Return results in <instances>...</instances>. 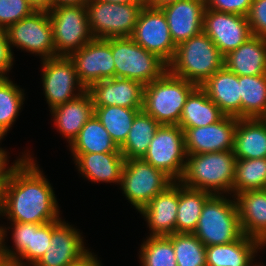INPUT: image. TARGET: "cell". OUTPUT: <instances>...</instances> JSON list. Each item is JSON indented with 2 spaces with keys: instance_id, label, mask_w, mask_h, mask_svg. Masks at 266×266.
<instances>
[{
  "instance_id": "obj_30",
  "label": "cell",
  "mask_w": 266,
  "mask_h": 266,
  "mask_svg": "<svg viewBox=\"0 0 266 266\" xmlns=\"http://www.w3.org/2000/svg\"><path fill=\"white\" fill-rule=\"evenodd\" d=\"M212 194L188 188L178 181L175 233H194L205 202Z\"/></svg>"
},
{
  "instance_id": "obj_8",
  "label": "cell",
  "mask_w": 266,
  "mask_h": 266,
  "mask_svg": "<svg viewBox=\"0 0 266 266\" xmlns=\"http://www.w3.org/2000/svg\"><path fill=\"white\" fill-rule=\"evenodd\" d=\"M145 4H117L90 0L86 5L94 38L131 37Z\"/></svg>"
},
{
  "instance_id": "obj_25",
  "label": "cell",
  "mask_w": 266,
  "mask_h": 266,
  "mask_svg": "<svg viewBox=\"0 0 266 266\" xmlns=\"http://www.w3.org/2000/svg\"><path fill=\"white\" fill-rule=\"evenodd\" d=\"M79 171L94 182H121L125 158L121 152L73 153Z\"/></svg>"
},
{
  "instance_id": "obj_15",
  "label": "cell",
  "mask_w": 266,
  "mask_h": 266,
  "mask_svg": "<svg viewBox=\"0 0 266 266\" xmlns=\"http://www.w3.org/2000/svg\"><path fill=\"white\" fill-rule=\"evenodd\" d=\"M203 32L223 56L253 36L247 17L206 8L203 15Z\"/></svg>"
},
{
  "instance_id": "obj_32",
  "label": "cell",
  "mask_w": 266,
  "mask_h": 266,
  "mask_svg": "<svg viewBox=\"0 0 266 266\" xmlns=\"http://www.w3.org/2000/svg\"><path fill=\"white\" fill-rule=\"evenodd\" d=\"M70 145L72 153L120 152L109 132L95 115L86 122Z\"/></svg>"
},
{
  "instance_id": "obj_14",
  "label": "cell",
  "mask_w": 266,
  "mask_h": 266,
  "mask_svg": "<svg viewBox=\"0 0 266 266\" xmlns=\"http://www.w3.org/2000/svg\"><path fill=\"white\" fill-rule=\"evenodd\" d=\"M69 59L73 62L78 78L86 89L98 81L115 77L110 38H93L80 50L72 53Z\"/></svg>"
},
{
  "instance_id": "obj_2",
  "label": "cell",
  "mask_w": 266,
  "mask_h": 266,
  "mask_svg": "<svg viewBox=\"0 0 266 266\" xmlns=\"http://www.w3.org/2000/svg\"><path fill=\"white\" fill-rule=\"evenodd\" d=\"M236 160L233 150L187 154L179 182L188 188L212 195H219L220 191L233 192Z\"/></svg>"
},
{
  "instance_id": "obj_1",
  "label": "cell",
  "mask_w": 266,
  "mask_h": 266,
  "mask_svg": "<svg viewBox=\"0 0 266 266\" xmlns=\"http://www.w3.org/2000/svg\"><path fill=\"white\" fill-rule=\"evenodd\" d=\"M15 162L0 192V214L12 222L45 224L60 220L53 189L32 158Z\"/></svg>"
},
{
  "instance_id": "obj_20",
  "label": "cell",
  "mask_w": 266,
  "mask_h": 266,
  "mask_svg": "<svg viewBox=\"0 0 266 266\" xmlns=\"http://www.w3.org/2000/svg\"><path fill=\"white\" fill-rule=\"evenodd\" d=\"M205 8V0H182L162 8L176 45L203 31Z\"/></svg>"
},
{
  "instance_id": "obj_46",
  "label": "cell",
  "mask_w": 266,
  "mask_h": 266,
  "mask_svg": "<svg viewBox=\"0 0 266 266\" xmlns=\"http://www.w3.org/2000/svg\"><path fill=\"white\" fill-rule=\"evenodd\" d=\"M182 0H145V5L151 8L162 9L163 7Z\"/></svg>"
},
{
  "instance_id": "obj_19",
  "label": "cell",
  "mask_w": 266,
  "mask_h": 266,
  "mask_svg": "<svg viewBox=\"0 0 266 266\" xmlns=\"http://www.w3.org/2000/svg\"><path fill=\"white\" fill-rule=\"evenodd\" d=\"M144 85L127 78H111L92 84L87 91L94 107L143 108Z\"/></svg>"
},
{
  "instance_id": "obj_42",
  "label": "cell",
  "mask_w": 266,
  "mask_h": 266,
  "mask_svg": "<svg viewBox=\"0 0 266 266\" xmlns=\"http://www.w3.org/2000/svg\"><path fill=\"white\" fill-rule=\"evenodd\" d=\"M13 54L6 31L0 30V78H6L5 72L11 68Z\"/></svg>"
},
{
  "instance_id": "obj_18",
  "label": "cell",
  "mask_w": 266,
  "mask_h": 266,
  "mask_svg": "<svg viewBox=\"0 0 266 266\" xmlns=\"http://www.w3.org/2000/svg\"><path fill=\"white\" fill-rule=\"evenodd\" d=\"M79 232L60 220L52 221L51 241L44 255L34 266H68L86 255Z\"/></svg>"
},
{
  "instance_id": "obj_48",
  "label": "cell",
  "mask_w": 266,
  "mask_h": 266,
  "mask_svg": "<svg viewBox=\"0 0 266 266\" xmlns=\"http://www.w3.org/2000/svg\"><path fill=\"white\" fill-rule=\"evenodd\" d=\"M105 3H117V4H145V0H94Z\"/></svg>"
},
{
  "instance_id": "obj_21",
  "label": "cell",
  "mask_w": 266,
  "mask_h": 266,
  "mask_svg": "<svg viewBox=\"0 0 266 266\" xmlns=\"http://www.w3.org/2000/svg\"><path fill=\"white\" fill-rule=\"evenodd\" d=\"M200 87L227 116L241 118L239 76L223 66Z\"/></svg>"
},
{
  "instance_id": "obj_12",
  "label": "cell",
  "mask_w": 266,
  "mask_h": 266,
  "mask_svg": "<svg viewBox=\"0 0 266 266\" xmlns=\"http://www.w3.org/2000/svg\"><path fill=\"white\" fill-rule=\"evenodd\" d=\"M131 38L145 50L159 56L167 64L173 59L176 44L162 9L143 6Z\"/></svg>"
},
{
  "instance_id": "obj_26",
  "label": "cell",
  "mask_w": 266,
  "mask_h": 266,
  "mask_svg": "<svg viewBox=\"0 0 266 266\" xmlns=\"http://www.w3.org/2000/svg\"><path fill=\"white\" fill-rule=\"evenodd\" d=\"M58 130L71 144L82 127L94 115L91 95L86 90L69 102L51 109Z\"/></svg>"
},
{
  "instance_id": "obj_23",
  "label": "cell",
  "mask_w": 266,
  "mask_h": 266,
  "mask_svg": "<svg viewBox=\"0 0 266 266\" xmlns=\"http://www.w3.org/2000/svg\"><path fill=\"white\" fill-rule=\"evenodd\" d=\"M242 233L266 245V189L236 194Z\"/></svg>"
},
{
  "instance_id": "obj_36",
  "label": "cell",
  "mask_w": 266,
  "mask_h": 266,
  "mask_svg": "<svg viewBox=\"0 0 266 266\" xmlns=\"http://www.w3.org/2000/svg\"><path fill=\"white\" fill-rule=\"evenodd\" d=\"M172 241L177 266H207L206 246L193 233L167 235Z\"/></svg>"
},
{
  "instance_id": "obj_22",
  "label": "cell",
  "mask_w": 266,
  "mask_h": 266,
  "mask_svg": "<svg viewBox=\"0 0 266 266\" xmlns=\"http://www.w3.org/2000/svg\"><path fill=\"white\" fill-rule=\"evenodd\" d=\"M178 209V183L156 195L139 212L146 218L151 236H167L175 233Z\"/></svg>"
},
{
  "instance_id": "obj_47",
  "label": "cell",
  "mask_w": 266,
  "mask_h": 266,
  "mask_svg": "<svg viewBox=\"0 0 266 266\" xmlns=\"http://www.w3.org/2000/svg\"><path fill=\"white\" fill-rule=\"evenodd\" d=\"M35 11H49L50 0H28Z\"/></svg>"
},
{
  "instance_id": "obj_37",
  "label": "cell",
  "mask_w": 266,
  "mask_h": 266,
  "mask_svg": "<svg viewBox=\"0 0 266 266\" xmlns=\"http://www.w3.org/2000/svg\"><path fill=\"white\" fill-rule=\"evenodd\" d=\"M24 94L11 80L0 78V138L3 139L23 104Z\"/></svg>"
},
{
  "instance_id": "obj_17",
  "label": "cell",
  "mask_w": 266,
  "mask_h": 266,
  "mask_svg": "<svg viewBox=\"0 0 266 266\" xmlns=\"http://www.w3.org/2000/svg\"><path fill=\"white\" fill-rule=\"evenodd\" d=\"M237 118L225 115L220 121L184 131L186 154L229 151L234 148Z\"/></svg>"
},
{
  "instance_id": "obj_31",
  "label": "cell",
  "mask_w": 266,
  "mask_h": 266,
  "mask_svg": "<svg viewBox=\"0 0 266 266\" xmlns=\"http://www.w3.org/2000/svg\"><path fill=\"white\" fill-rule=\"evenodd\" d=\"M160 125L153 117L141 110L135 116L125 142L119 147L124 158H143Z\"/></svg>"
},
{
  "instance_id": "obj_6",
  "label": "cell",
  "mask_w": 266,
  "mask_h": 266,
  "mask_svg": "<svg viewBox=\"0 0 266 266\" xmlns=\"http://www.w3.org/2000/svg\"><path fill=\"white\" fill-rule=\"evenodd\" d=\"M115 63V78H127L144 86L160 78L168 64L156 54L145 50L131 37L110 38Z\"/></svg>"
},
{
  "instance_id": "obj_35",
  "label": "cell",
  "mask_w": 266,
  "mask_h": 266,
  "mask_svg": "<svg viewBox=\"0 0 266 266\" xmlns=\"http://www.w3.org/2000/svg\"><path fill=\"white\" fill-rule=\"evenodd\" d=\"M266 189V158L237 159L233 181L234 195Z\"/></svg>"
},
{
  "instance_id": "obj_10",
  "label": "cell",
  "mask_w": 266,
  "mask_h": 266,
  "mask_svg": "<svg viewBox=\"0 0 266 266\" xmlns=\"http://www.w3.org/2000/svg\"><path fill=\"white\" fill-rule=\"evenodd\" d=\"M186 156L183 129L179 125H160L143 159L177 182L183 175Z\"/></svg>"
},
{
  "instance_id": "obj_9",
  "label": "cell",
  "mask_w": 266,
  "mask_h": 266,
  "mask_svg": "<svg viewBox=\"0 0 266 266\" xmlns=\"http://www.w3.org/2000/svg\"><path fill=\"white\" fill-rule=\"evenodd\" d=\"M53 28L56 57H69L94 37L86 6H62L48 11Z\"/></svg>"
},
{
  "instance_id": "obj_34",
  "label": "cell",
  "mask_w": 266,
  "mask_h": 266,
  "mask_svg": "<svg viewBox=\"0 0 266 266\" xmlns=\"http://www.w3.org/2000/svg\"><path fill=\"white\" fill-rule=\"evenodd\" d=\"M142 108L120 106L94 107V115L109 132L110 137L120 147L126 140L135 116Z\"/></svg>"
},
{
  "instance_id": "obj_49",
  "label": "cell",
  "mask_w": 266,
  "mask_h": 266,
  "mask_svg": "<svg viewBox=\"0 0 266 266\" xmlns=\"http://www.w3.org/2000/svg\"><path fill=\"white\" fill-rule=\"evenodd\" d=\"M0 266H20L14 260L8 259L0 255Z\"/></svg>"
},
{
  "instance_id": "obj_7",
  "label": "cell",
  "mask_w": 266,
  "mask_h": 266,
  "mask_svg": "<svg viewBox=\"0 0 266 266\" xmlns=\"http://www.w3.org/2000/svg\"><path fill=\"white\" fill-rule=\"evenodd\" d=\"M175 181L143 158L125 159L120 186L125 196L140 211L156 195Z\"/></svg>"
},
{
  "instance_id": "obj_45",
  "label": "cell",
  "mask_w": 266,
  "mask_h": 266,
  "mask_svg": "<svg viewBox=\"0 0 266 266\" xmlns=\"http://www.w3.org/2000/svg\"><path fill=\"white\" fill-rule=\"evenodd\" d=\"M68 266H101L96 257L92 255L91 252H88L78 261L69 264Z\"/></svg>"
},
{
  "instance_id": "obj_24",
  "label": "cell",
  "mask_w": 266,
  "mask_h": 266,
  "mask_svg": "<svg viewBox=\"0 0 266 266\" xmlns=\"http://www.w3.org/2000/svg\"><path fill=\"white\" fill-rule=\"evenodd\" d=\"M224 66L238 76L266 74V38L253 35L224 56Z\"/></svg>"
},
{
  "instance_id": "obj_11",
  "label": "cell",
  "mask_w": 266,
  "mask_h": 266,
  "mask_svg": "<svg viewBox=\"0 0 266 266\" xmlns=\"http://www.w3.org/2000/svg\"><path fill=\"white\" fill-rule=\"evenodd\" d=\"M9 44L50 59L56 57L53 28L48 11H34L7 30Z\"/></svg>"
},
{
  "instance_id": "obj_27",
  "label": "cell",
  "mask_w": 266,
  "mask_h": 266,
  "mask_svg": "<svg viewBox=\"0 0 266 266\" xmlns=\"http://www.w3.org/2000/svg\"><path fill=\"white\" fill-rule=\"evenodd\" d=\"M233 152L236 159L266 158V121L263 118H237Z\"/></svg>"
},
{
  "instance_id": "obj_50",
  "label": "cell",
  "mask_w": 266,
  "mask_h": 266,
  "mask_svg": "<svg viewBox=\"0 0 266 266\" xmlns=\"http://www.w3.org/2000/svg\"><path fill=\"white\" fill-rule=\"evenodd\" d=\"M252 261H253V260H251V261L249 262L248 266H251V265H252V264H251ZM252 266H260V265H252Z\"/></svg>"
},
{
  "instance_id": "obj_29",
  "label": "cell",
  "mask_w": 266,
  "mask_h": 266,
  "mask_svg": "<svg viewBox=\"0 0 266 266\" xmlns=\"http://www.w3.org/2000/svg\"><path fill=\"white\" fill-rule=\"evenodd\" d=\"M224 116L206 92L197 86L186 99L178 125L181 128L207 126L220 121Z\"/></svg>"
},
{
  "instance_id": "obj_38",
  "label": "cell",
  "mask_w": 266,
  "mask_h": 266,
  "mask_svg": "<svg viewBox=\"0 0 266 266\" xmlns=\"http://www.w3.org/2000/svg\"><path fill=\"white\" fill-rule=\"evenodd\" d=\"M140 251L142 266H177L173 243L167 236H150Z\"/></svg>"
},
{
  "instance_id": "obj_13",
  "label": "cell",
  "mask_w": 266,
  "mask_h": 266,
  "mask_svg": "<svg viewBox=\"0 0 266 266\" xmlns=\"http://www.w3.org/2000/svg\"><path fill=\"white\" fill-rule=\"evenodd\" d=\"M12 225L14 226L12 238L19 256L5 244L3 245L5 229L2 227H0V255L14 260L20 266H25L23 262L21 263V258L30 261L34 266L50 245L52 221L45 224L13 222Z\"/></svg>"
},
{
  "instance_id": "obj_4",
  "label": "cell",
  "mask_w": 266,
  "mask_h": 266,
  "mask_svg": "<svg viewBox=\"0 0 266 266\" xmlns=\"http://www.w3.org/2000/svg\"><path fill=\"white\" fill-rule=\"evenodd\" d=\"M196 87L167 70L144 86L142 110L161 125H178L186 99Z\"/></svg>"
},
{
  "instance_id": "obj_43",
  "label": "cell",
  "mask_w": 266,
  "mask_h": 266,
  "mask_svg": "<svg viewBox=\"0 0 266 266\" xmlns=\"http://www.w3.org/2000/svg\"><path fill=\"white\" fill-rule=\"evenodd\" d=\"M2 138H0L1 140ZM7 155L2 148H0V192L6 184L7 178L13 166L6 170Z\"/></svg>"
},
{
  "instance_id": "obj_44",
  "label": "cell",
  "mask_w": 266,
  "mask_h": 266,
  "mask_svg": "<svg viewBox=\"0 0 266 266\" xmlns=\"http://www.w3.org/2000/svg\"><path fill=\"white\" fill-rule=\"evenodd\" d=\"M90 0H50V9L62 6H86Z\"/></svg>"
},
{
  "instance_id": "obj_33",
  "label": "cell",
  "mask_w": 266,
  "mask_h": 266,
  "mask_svg": "<svg viewBox=\"0 0 266 266\" xmlns=\"http://www.w3.org/2000/svg\"><path fill=\"white\" fill-rule=\"evenodd\" d=\"M241 118H263L266 115V74L239 76Z\"/></svg>"
},
{
  "instance_id": "obj_16",
  "label": "cell",
  "mask_w": 266,
  "mask_h": 266,
  "mask_svg": "<svg viewBox=\"0 0 266 266\" xmlns=\"http://www.w3.org/2000/svg\"><path fill=\"white\" fill-rule=\"evenodd\" d=\"M42 81L45 97L50 109L78 97L87 89L78 78L77 71L69 57H54L43 60ZM79 88V93L74 94V86Z\"/></svg>"
},
{
  "instance_id": "obj_3",
  "label": "cell",
  "mask_w": 266,
  "mask_h": 266,
  "mask_svg": "<svg viewBox=\"0 0 266 266\" xmlns=\"http://www.w3.org/2000/svg\"><path fill=\"white\" fill-rule=\"evenodd\" d=\"M223 66L224 56L202 31L176 46L168 71L200 86Z\"/></svg>"
},
{
  "instance_id": "obj_40",
  "label": "cell",
  "mask_w": 266,
  "mask_h": 266,
  "mask_svg": "<svg viewBox=\"0 0 266 266\" xmlns=\"http://www.w3.org/2000/svg\"><path fill=\"white\" fill-rule=\"evenodd\" d=\"M247 19L252 34L266 38V0H252Z\"/></svg>"
},
{
  "instance_id": "obj_41",
  "label": "cell",
  "mask_w": 266,
  "mask_h": 266,
  "mask_svg": "<svg viewBox=\"0 0 266 266\" xmlns=\"http://www.w3.org/2000/svg\"><path fill=\"white\" fill-rule=\"evenodd\" d=\"M252 0H205L206 9L247 17Z\"/></svg>"
},
{
  "instance_id": "obj_5",
  "label": "cell",
  "mask_w": 266,
  "mask_h": 266,
  "mask_svg": "<svg viewBox=\"0 0 266 266\" xmlns=\"http://www.w3.org/2000/svg\"><path fill=\"white\" fill-rule=\"evenodd\" d=\"M193 234L206 247L238 240L243 233L236 201L212 195L203 206Z\"/></svg>"
},
{
  "instance_id": "obj_39",
  "label": "cell",
  "mask_w": 266,
  "mask_h": 266,
  "mask_svg": "<svg viewBox=\"0 0 266 266\" xmlns=\"http://www.w3.org/2000/svg\"><path fill=\"white\" fill-rule=\"evenodd\" d=\"M34 11L28 0H0V30H7Z\"/></svg>"
},
{
  "instance_id": "obj_28",
  "label": "cell",
  "mask_w": 266,
  "mask_h": 266,
  "mask_svg": "<svg viewBox=\"0 0 266 266\" xmlns=\"http://www.w3.org/2000/svg\"><path fill=\"white\" fill-rule=\"evenodd\" d=\"M264 246L259 240L242 235L227 244L206 247L207 266H248L255 251ZM259 247V248H258Z\"/></svg>"
}]
</instances>
